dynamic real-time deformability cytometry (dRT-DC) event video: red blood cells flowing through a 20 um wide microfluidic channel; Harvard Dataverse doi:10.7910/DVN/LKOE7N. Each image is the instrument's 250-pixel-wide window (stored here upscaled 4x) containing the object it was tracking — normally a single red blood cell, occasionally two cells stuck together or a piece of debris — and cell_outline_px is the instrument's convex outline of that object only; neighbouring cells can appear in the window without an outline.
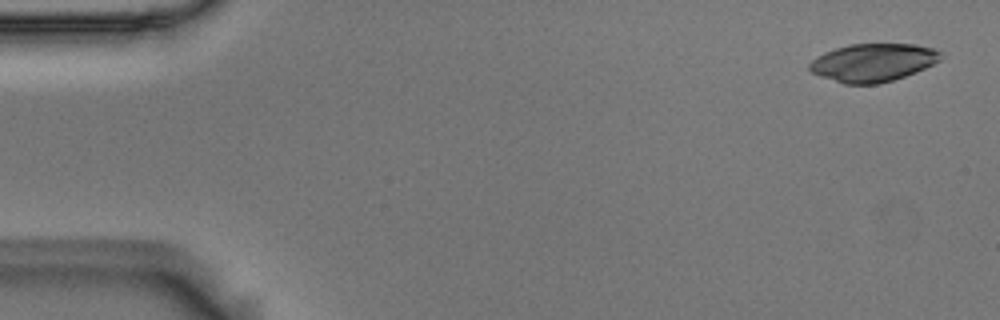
{"species": "Egyptian fruit bat (a non-hibernating species)", "species_latin": "Rousettus aegyptiacus", "temperature_condition": "room temperature", "stored_images_in_passage": 54, "camera_frame_rate_fps": 3000, "um_per_image_px": 0.085, "animal": {"sex": "male"}, "frame": {"image": 1, "passage_image": 2, "time_ms": 0.333, "image_size_px": [1000, 320], "cell_outline_px": [[944, 56], [940, 60], [916, 72], [892, 80], [876, 84], [844, 84], [820, 76], [812, 72], [808, 68], [808, 64], [816, 56], [824, 52], [848, 44], [916, 44], [932, 48], [940, 52]], "centroid_in_image_um": [74.18, 5.31], "position_along_channel_um": 10.8, "area_um2": 29.07}}
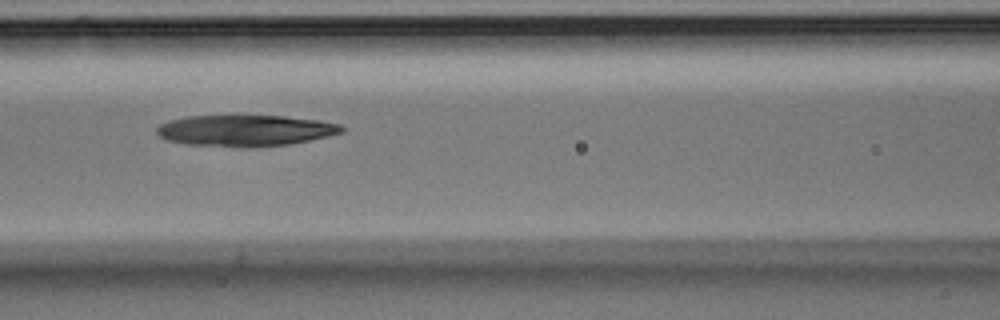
{"frame": {"image": 2, "passage_image": 23, "time_ms": 7.333, "image_size_px": [1000, 320], "cell_outline_px": [[344, 132], [328, 136], [288, 144], [188, 144], [168, 140], [160, 136], [156, 132], [156, 128], [160, 124], [172, 120], [188, 116], [232, 112], [236, 112], [284, 116], [320, 120], [340, 124], [344, 128]], "centroid_in_image_um": [20.85, 10.98], "position_along_channel_um": 145.7, "area_um2": 33.52}}
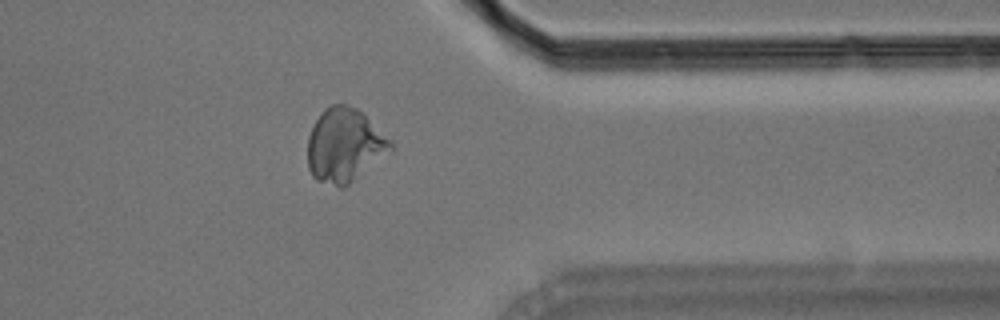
{"frame": {"image": 3, "passage_image": 43, "time_ms": 14.0, "image_size_px": [1000, 320], "cell_outline_px": [[392, 148], [344, 188], [340, 188], [316, 180], [312, 176], [308, 168], [308, 136], [320, 112], [324, 108], [332, 104], [348, 104], [356, 108], [392, 144]], "centroid_in_image_um": [29.19, 12.36], "position_along_channel_um": 382.2, "area_um2": 34.74}}